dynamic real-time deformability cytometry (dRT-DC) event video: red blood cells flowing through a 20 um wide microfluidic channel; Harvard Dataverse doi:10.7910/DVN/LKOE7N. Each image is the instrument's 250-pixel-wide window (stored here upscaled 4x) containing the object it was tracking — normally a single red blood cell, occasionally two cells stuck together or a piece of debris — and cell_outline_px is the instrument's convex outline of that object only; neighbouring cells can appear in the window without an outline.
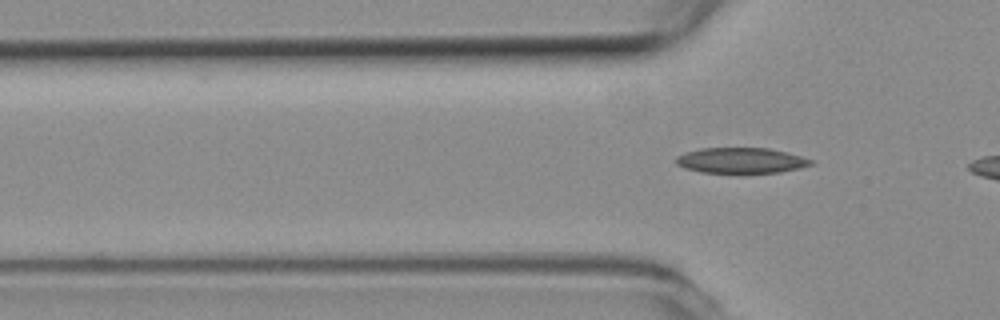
{"species": "common noctule bat (a hibernating species)", "species_latin": "Nyctalus noctula", "temperature_condition": "room temperature", "stored_images_in_passage": 2, "camera_frame_rate_fps": 3000, "um_per_image_px": 0.085, "animal": {"sex": "female", "body_mass_g": 19.3, "forearm_length_mm": 54.1}, "frame": {"image": 1, "passage_image": 2, "time_ms": 0.333, "image_size_px": [1000, 320], "cell_outline_px": [[812, 164], [800, 168], [780, 172], [700, 172], [684, 168], [676, 164], [676, 156], [700, 148], [768, 148], [800, 156], [812, 160]], "centroid_in_image_um": [62.95, 13.63], "position_along_channel_um": 62.8, "area_um2": 19.71}}